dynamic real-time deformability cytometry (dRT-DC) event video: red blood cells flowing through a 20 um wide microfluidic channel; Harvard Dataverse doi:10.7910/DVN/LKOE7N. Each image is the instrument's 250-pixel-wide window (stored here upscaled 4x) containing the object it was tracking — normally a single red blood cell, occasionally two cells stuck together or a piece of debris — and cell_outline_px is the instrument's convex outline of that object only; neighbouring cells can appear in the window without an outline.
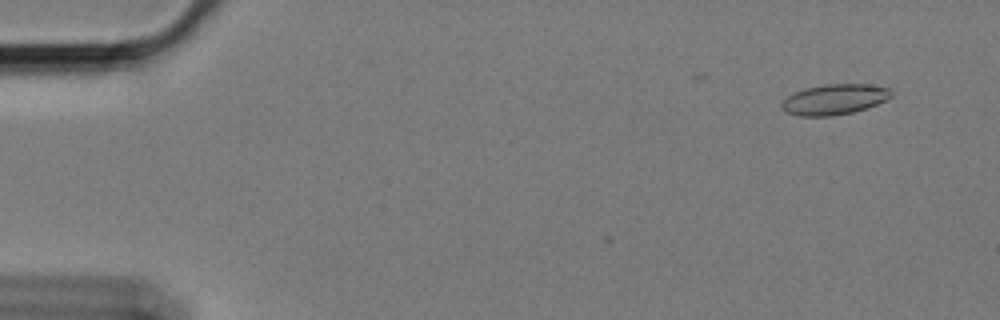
{"species": "Egyptian fruit bat (a non-hibernating species)", "species_latin": "Rousettus aegyptiacus", "temperature_condition": "cold", "stored_images_in_passage": 4, "camera_frame_rate_fps": 3000, "um_per_image_px": 0.085, "animal": {"sex": "female"}, "frame": {"image": 1, "passage_image": 4, "time_ms": 1.0, "image_size_px": [1000, 320], "cell_outline_px": [[892, 96], [876, 104], [852, 112], [832, 116], [800, 116], [784, 112], [780, 108], [780, 104], [788, 96], [804, 88], [824, 84], [868, 84], [888, 88], [892, 92]], "centroid_in_image_um": [70.87, 8.45], "position_along_channel_um": 14.1, "area_um2": 19.36}}